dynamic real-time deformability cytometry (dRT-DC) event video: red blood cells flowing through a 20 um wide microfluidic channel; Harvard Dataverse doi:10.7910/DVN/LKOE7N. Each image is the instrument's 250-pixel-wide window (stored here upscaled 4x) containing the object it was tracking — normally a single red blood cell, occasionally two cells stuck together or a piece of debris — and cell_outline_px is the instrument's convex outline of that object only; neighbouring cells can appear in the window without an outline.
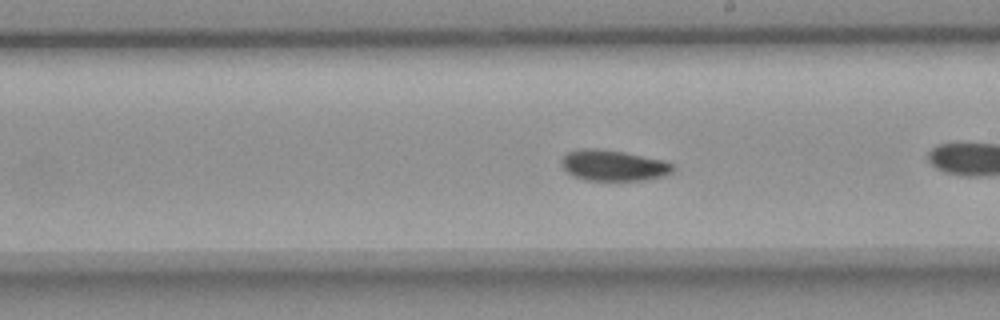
{"species": "common noctule bat (a hibernating species)", "species_latin": "Nyctalus noctula", "temperature_condition": "room temperature", "stored_images_in_passage": 19, "camera_frame_rate_fps": 3000, "um_per_image_px": 0.085, "animal": {"sex": "female", "body_mass_g": 18.4}, "frame": {"image": 1, "passage_image": 16, "time_ms": 5.0, "image_size_px": [1000, 320], "cell_outline_px": [[676, 168], [672, 172], [664, 176], [644, 180], [584, 180], [572, 176], [560, 164], [560, 160], [568, 152], [584, 148], [592, 148], [624, 152], [664, 160], [672, 164]], "centroid_in_image_um": [52.14, 14.07], "position_along_channel_um": 236.9, "area_um2": 20.06}}